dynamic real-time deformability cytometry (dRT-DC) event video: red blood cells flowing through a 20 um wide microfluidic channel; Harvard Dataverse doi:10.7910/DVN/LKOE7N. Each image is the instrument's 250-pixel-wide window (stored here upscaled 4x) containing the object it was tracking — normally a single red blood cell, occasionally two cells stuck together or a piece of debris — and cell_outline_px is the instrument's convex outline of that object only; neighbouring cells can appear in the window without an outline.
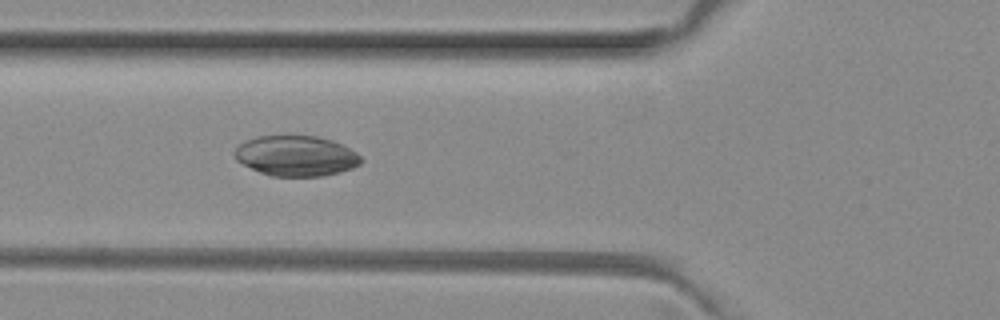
{"species": "common noctule bat (a hibernating species)", "species_latin": "Nyctalus noctula", "temperature_condition": "room temperature", "stored_images_in_passage": 7, "camera_frame_rate_fps": 3000, "um_per_image_px": 0.085, "animal": {"sex": "female", "body_mass_g": 29.2, "forearm_length_mm": 56.3}, "frame": {"image": 1, "passage_image": 5, "time_ms": 1.333, "image_size_px": [1000, 320], "cell_outline_px": [[364, 160], [360, 164], [352, 168], [340, 172], [320, 176], [272, 176], [260, 172], [236, 160], [236, 148], [244, 140], [256, 136], [316, 136], [332, 140], [356, 152]], "centroid_in_image_um": [25.18, 13.25], "position_along_channel_um": 100.6, "area_um2": 29.54}}
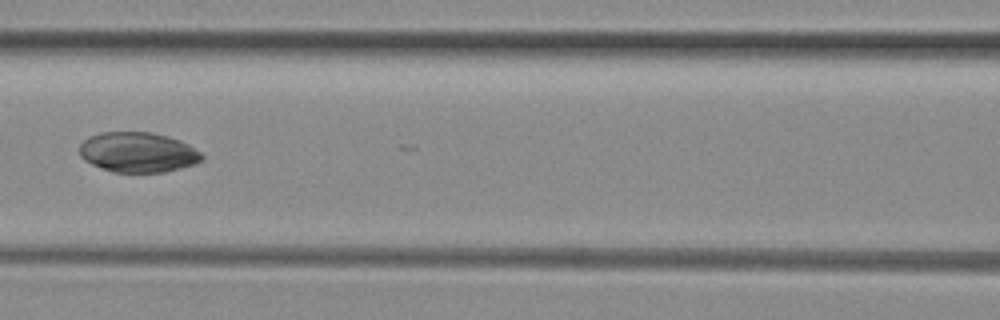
{"frame": {"image": 2, "passage_image": 6, "time_ms": 1.667, "image_size_px": [1000, 320], "cell_outline_px": [[204, 160], [180, 168], [164, 172], [112, 172], [92, 164], [84, 160], [80, 156], [80, 144], [88, 136], [100, 132], [152, 132], [168, 136], [180, 140], [188, 144], [200, 152], [204, 156]], "centroid_in_image_um": [11.71, 12.93], "position_along_channel_um": 154.9, "area_um2": 28.67}}
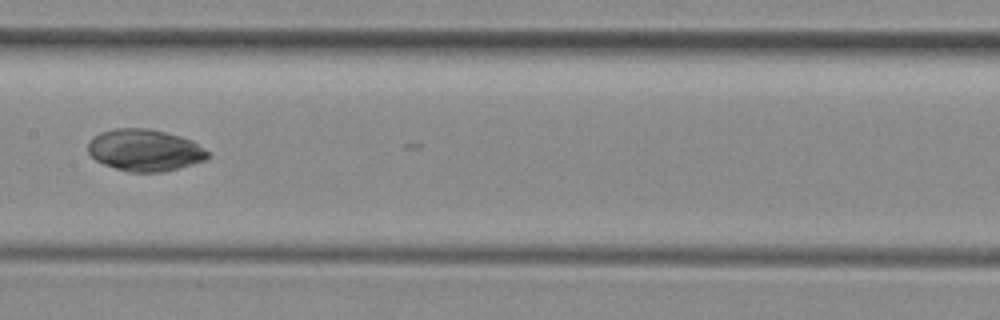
{"frame": {"image": 3, "passage_image": 7, "time_ms": 2.0, "image_size_px": [1000, 320], "cell_outline_px": [[212, 156], [204, 160], [180, 168], [160, 172], [128, 172], [104, 164], [96, 160], [88, 152], [88, 140], [92, 136], [100, 132], [116, 128], [148, 128], [180, 136], [192, 140], [204, 148]], "centroid_in_image_um": [12.3, 12.76], "position_along_channel_um": 195.1, "area_um2": 29.3}}